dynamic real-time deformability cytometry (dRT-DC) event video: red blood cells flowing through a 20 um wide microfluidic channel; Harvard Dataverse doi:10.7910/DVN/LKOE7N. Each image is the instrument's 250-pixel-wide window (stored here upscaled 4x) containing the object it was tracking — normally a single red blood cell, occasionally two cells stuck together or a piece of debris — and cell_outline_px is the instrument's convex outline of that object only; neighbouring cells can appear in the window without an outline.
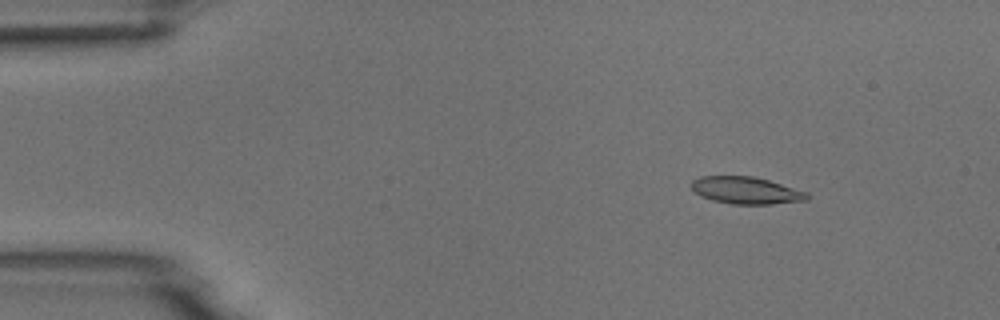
{"species": "common noctule bat (a hibernating species)", "species_latin": "Nyctalus noctula", "temperature_condition": "room temperature", "stored_images_in_passage": 5, "camera_frame_rate_fps": 3000, "um_per_image_px": 0.085, "animal": {"sex": "male", "body_mass_g": 18.8}, "frame": {"image": 1, "passage_image": 3, "time_ms": 2.0, "image_size_px": [1000, 320], "cell_outline_px": [[808, 200], [772, 204], [732, 204], [712, 200], [700, 196], [692, 192], [688, 184], [692, 180], [700, 176], [752, 176], [768, 180], [808, 192]], "centroid_in_image_um": [63.34, 16.18], "position_along_channel_um": 21.7, "area_um2": 18.5}}